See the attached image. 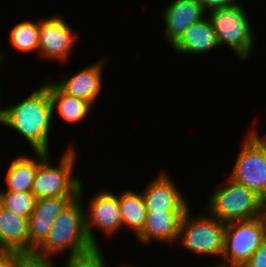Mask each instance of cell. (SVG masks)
I'll return each mask as SVG.
<instances>
[{"instance_id": "cell-1", "label": "cell", "mask_w": 266, "mask_h": 267, "mask_svg": "<svg viewBox=\"0 0 266 267\" xmlns=\"http://www.w3.org/2000/svg\"><path fill=\"white\" fill-rule=\"evenodd\" d=\"M52 119L54 118L49 89L43 83L23 100L5 107L3 126L25 138L32 151L50 153Z\"/></svg>"}, {"instance_id": "cell-2", "label": "cell", "mask_w": 266, "mask_h": 267, "mask_svg": "<svg viewBox=\"0 0 266 267\" xmlns=\"http://www.w3.org/2000/svg\"><path fill=\"white\" fill-rule=\"evenodd\" d=\"M83 192L82 183L79 197L71 201L58 215L48 237L35 250L37 253L55 257L67 251L69 257L93 247L86 231Z\"/></svg>"}, {"instance_id": "cell-3", "label": "cell", "mask_w": 266, "mask_h": 267, "mask_svg": "<svg viewBox=\"0 0 266 267\" xmlns=\"http://www.w3.org/2000/svg\"><path fill=\"white\" fill-rule=\"evenodd\" d=\"M266 202L230 177L219 185L207 203V213L224 223L251 220L264 214Z\"/></svg>"}, {"instance_id": "cell-4", "label": "cell", "mask_w": 266, "mask_h": 267, "mask_svg": "<svg viewBox=\"0 0 266 267\" xmlns=\"http://www.w3.org/2000/svg\"><path fill=\"white\" fill-rule=\"evenodd\" d=\"M76 153L75 148L70 145L59 158L57 165L52 164L50 153L39 163L32 186V193L37 199L79 197L83 182L73 175Z\"/></svg>"}, {"instance_id": "cell-5", "label": "cell", "mask_w": 266, "mask_h": 267, "mask_svg": "<svg viewBox=\"0 0 266 267\" xmlns=\"http://www.w3.org/2000/svg\"><path fill=\"white\" fill-rule=\"evenodd\" d=\"M244 5L235 4L210 11L207 16L215 29L220 46H228L242 61L252 56L255 36Z\"/></svg>"}, {"instance_id": "cell-6", "label": "cell", "mask_w": 266, "mask_h": 267, "mask_svg": "<svg viewBox=\"0 0 266 267\" xmlns=\"http://www.w3.org/2000/svg\"><path fill=\"white\" fill-rule=\"evenodd\" d=\"M190 212L189 208L183 215L177 242L195 255L220 258L224 250L226 223L207 212L195 216Z\"/></svg>"}, {"instance_id": "cell-7", "label": "cell", "mask_w": 266, "mask_h": 267, "mask_svg": "<svg viewBox=\"0 0 266 267\" xmlns=\"http://www.w3.org/2000/svg\"><path fill=\"white\" fill-rule=\"evenodd\" d=\"M266 238L263 215L251 220L226 223L223 264L243 267Z\"/></svg>"}, {"instance_id": "cell-8", "label": "cell", "mask_w": 266, "mask_h": 267, "mask_svg": "<svg viewBox=\"0 0 266 267\" xmlns=\"http://www.w3.org/2000/svg\"><path fill=\"white\" fill-rule=\"evenodd\" d=\"M266 202V150L247 133L229 176Z\"/></svg>"}, {"instance_id": "cell-9", "label": "cell", "mask_w": 266, "mask_h": 267, "mask_svg": "<svg viewBox=\"0 0 266 267\" xmlns=\"http://www.w3.org/2000/svg\"><path fill=\"white\" fill-rule=\"evenodd\" d=\"M88 203V207L84 205L88 239L93 246H100L94 228L106 236H113L122 228L118 195L105 189L94 194Z\"/></svg>"}, {"instance_id": "cell-10", "label": "cell", "mask_w": 266, "mask_h": 267, "mask_svg": "<svg viewBox=\"0 0 266 267\" xmlns=\"http://www.w3.org/2000/svg\"><path fill=\"white\" fill-rule=\"evenodd\" d=\"M77 40L78 34L62 16L40 17L38 55L41 59L67 61Z\"/></svg>"}, {"instance_id": "cell-11", "label": "cell", "mask_w": 266, "mask_h": 267, "mask_svg": "<svg viewBox=\"0 0 266 267\" xmlns=\"http://www.w3.org/2000/svg\"><path fill=\"white\" fill-rule=\"evenodd\" d=\"M142 194L148 213L186 212L190 208L180 188L164 171L147 184Z\"/></svg>"}, {"instance_id": "cell-12", "label": "cell", "mask_w": 266, "mask_h": 267, "mask_svg": "<svg viewBox=\"0 0 266 267\" xmlns=\"http://www.w3.org/2000/svg\"><path fill=\"white\" fill-rule=\"evenodd\" d=\"M78 197H50L36 200L28 218V252L35 251L48 237L52 225L66 206Z\"/></svg>"}, {"instance_id": "cell-13", "label": "cell", "mask_w": 266, "mask_h": 267, "mask_svg": "<svg viewBox=\"0 0 266 267\" xmlns=\"http://www.w3.org/2000/svg\"><path fill=\"white\" fill-rule=\"evenodd\" d=\"M105 59L81 68L72 76L61 78L54 83L66 94L87 100L95 105L102 94Z\"/></svg>"}, {"instance_id": "cell-14", "label": "cell", "mask_w": 266, "mask_h": 267, "mask_svg": "<svg viewBox=\"0 0 266 267\" xmlns=\"http://www.w3.org/2000/svg\"><path fill=\"white\" fill-rule=\"evenodd\" d=\"M162 17L164 34L170 46L185 32V29L205 17L206 12L198 0H172Z\"/></svg>"}, {"instance_id": "cell-15", "label": "cell", "mask_w": 266, "mask_h": 267, "mask_svg": "<svg viewBox=\"0 0 266 267\" xmlns=\"http://www.w3.org/2000/svg\"><path fill=\"white\" fill-rule=\"evenodd\" d=\"M178 54H205L220 48L214 26L206 15L189 25L183 34L171 45Z\"/></svg>"}, {"instance_id": "cell-16", "label": "cell", "mask_w": 266, "mask_h": 267, "mask_svg": "<svg viewBox=\"0 0 266 267\" xmlns=\"http://www.w3.org/2000/svg\"><path fill=\"white\" fill-rule=\"evenodd\" d=\"M185 212L147 213L144 228L136 235L140 243L147 245L151 241L172 244L177 242L181 220Z\"/></svg>"}, {"instance_id": "cell-17", "label": "cell", "mask_w": 266, "mask_h": 267, "mask_svg": "<svg viewBox=\"0 0 266 267\" xmlns=\"http://www.w3.org/2000/svg\"><path fill=\"white\" fill-rule=\"evenodd\" d=\"M45 151H35L36 158L24 154L10 161L6 171V189L0 192H32V186L39 163L48 155Z\"/></svg>"}, {"instance_id": "cell-18", "label": "cell", "mask_w": 266, "mask_h": 267, "mask_svg": "<svg viewBox=\"0 0 266 267\" xmlns=\"http://www.w3.org/2000/svg\"><path fill=\"white\" fill-rule=\"evenodd\" d=\"M0 250L28 252V218L0 204Z\"/></svg>"}, {"instance_id": "cell-19", "label": "cell", "mask_w": 266, "mask_h": 267, "mask_svg": "<svg viewBox=\"0 0 266 267\" xmlns=\"http://www.w3.org/2000/svg\"><path fill=\"white\" fill-rule=\"evenodd\" d=\"M49 89L52 103L53 116L57 112L66 123L75 124L87 119L93 109V105L87 100L76 98L64 93L55 83H44ZM56 111V112H55Z\"/></svg>"}, {"instance_id": "cell-20", "label": "cell", "mask_w": 266, "mask_h": 267, "mask_svg": "<svg viewBox=\"0 0 266 267\" xmlns=\"http://www.w3.org/2000/svg\"><path fill=\"white\" fill-rule=\"evenodd\" d=\"M118 203L122 218V229H130L135 236L144 228L147 210L142 192L128 189L118 195Z\"/></svg>"}, {"instance_id": "cell-21", "label": "cell", "mask_w": 266, "mask_h": 267, "mask_svg": "<svg viewBox=\"0 0 266 267\" xmlns=\"http://www.w3.org/2000/svg\"><path fill=\"white\" fill-rule=\"evenodd\" d=\"M39 20L32 21L31 19L21 21L10 30L9 41L10 45L19 52L28 53L31 51L39 52Z\"/></svg>"}, {"instance_id": "cell-22", "label": "cell", "mask_w": 266, "mask_h": 267, "mask_svg": "<svg viewBox=\"0 0 266 267\" xmlns=\"http://www.w3.org/2000/svg\"><path fill=\"white\" fill-rule=\"evenodd\" d=\"M36 200L32 192H0V204L18 216L29 218Z\"/></svg>"}, {"instance_id": "cell-23", "label": "cell", "mask_w": 266, "mask_h": 267, "mask_svg": "<svg viewBox=\"0 0 266 267\" xmlns=\"http://www.w3.org/2000/svg\"><path fill=\"white\" fill-rule=\"evenodd\" d=\"M100 246L67 257L62 267H109Z\"/></svg>"}, {"instance_id": "cell-24", "label": "cell", "mask_w": 266, "mask_h": 267, "mask_svg": "<svg viewBox=\"0 0 266 267\" xmlns=\"http://www.w3.org/2000/svg\"><path fill=\"white\" fill-rule=\"evenodd\" d=\"M52 258L36 251L15 252V267H57Z\"/></svg>"}, {"instance_id": "cell-25", "label": "cell", "mask_w": 266, "mask_h": 267, "mask_svg": "<svg viewBox=\"0 0 266 267\" xmlns=\"http://www.w3.org/2000/svg\"><path fill=\"white\" fill-rule=\"evenodd\" d=\"M243 267H266V238Z\"/></svg>"}, {"instance_id": "cell-26", "label": "cell", "mask_w": 266, "mask_h": 267, "mask_svg": "<svg viewBox=\"0 0 266 267\" xmlns=\"http://www.w3.org/2000/svg\"><path fill=\"white\" fill-rule=\"evenodd\" d=\"M198 1L207 14L215 9L228 7L238 2L237 0H198Z\"/></svg>"}, {"instance_id": "cell-27", "label": "cell", "mask_w": 266, "mask_h": 267, "mask_svg": "<svg viewBox=\"0 0 266 267\" xmlns=\"http://www.w3.org/2000/svg\"><path fill=\"white\" fill-rule=\"evenodd\" d=\"M0 267H15V252L0 250Z\"/></svg>"}, {"instance_id": "cell-28", "label": "cell", "mask_w": 266, "mask_h": 267, "mask_svg": "<svg viewBox=\"0 0 266 267\" xmlns=\"http://www.w3.org/2000/svg\"><path fill=\"white\" fill-rule=\"evenodd\" d=\"M3 49L0 50V66L2 65V61L4 60V55H5V51L2 52ZM4 53V55H3ZM0 97H1V92H0ZM2 98H0L1 100ZM1 101H0V124L3 125L4 122V115H5V106L1 107Z\"/></svg>"}, {"instance_id": "cell-29", "label": "cell", "mask_w": 266, "mask_h": 267, "mask_svg": "<svg viewBox=\"0 0 266 267\" xmlns=\"http://www.w3.org/2000/svg\"><path fill=\"white\" fill-rule=\"evenodd\" d=\"M255 139L256 141L266 150V138L262 135H258L257 131L253 130V128L249 132Z\"/></svg>"}, {"instance_id": "cell-30", "label": "cell", "mask_w": 266, "mask_h": 267, "mask_svg": "<svg viewBox=\"0 0 266 267\" xmlns=\"http://www.w3.org/2000/svg\"><path fill=\"white\" fill-rule=\"evenodd\" d=\"M212 266L213 267H238V266L226 265V264H223V263H217L216 265H212Z\"/></svg>"}, {"instance_id": "cell-31", "label": "cell", "mask_w": 266, "mask_h": 267, "mask_svg": "<svg viewBox=\"0 0 266 267\" xmlns=\"http://www.w3.org/2000/svg\"><path fill=\"white\" fill-rule=\"evenodd\" d=\"M119 267H139V265H132V264H122L121 266H119ZM141 267V266H140Z\"/></svg>"}, {"instance_id": "cell-32", "label": "cell", "mask_w": 266, "mask_h": 267, "mask_svg": "<svg viewBox=\"0 0 266 267\" xmlns=\"http://www.w3.org/2000/svg\"><path fill=\"white\" fill-rule=\"evenodd\" d=\"M263 217H264V220H265V223H266V207H265V209H264Z\"/></svg>"}]
</instances>
